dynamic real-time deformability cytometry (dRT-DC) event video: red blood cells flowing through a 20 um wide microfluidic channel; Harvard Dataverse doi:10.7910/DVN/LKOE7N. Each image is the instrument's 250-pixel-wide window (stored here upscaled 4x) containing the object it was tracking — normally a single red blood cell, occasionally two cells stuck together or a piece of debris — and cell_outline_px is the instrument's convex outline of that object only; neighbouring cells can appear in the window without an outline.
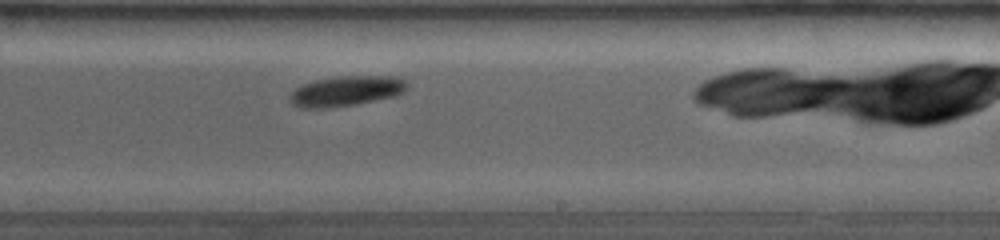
{"species": "common noctule bat (a hibernating species)", "species_latin": "Nyctalus noctula", "temperature_condition": "room temperature", "stored_images_in_passage": 16, "camera_frame_rate_fps": 4000, "um_per_image_px": 0.085, "animal": {"sex": "female", "body_mass_g": 19.0, "forearm_length_mm": 53.3}, "frame": {"image": 1, "passage_image": 12, "time_ms": 4.5, "image_size_px": [1000, 240], "cell_outline_px": [[408, 88], [404, 92], [396, 96], [356, 104], [328, 108], [300, 108], [292, 104], [288, 96], [296, 88], [304, 84], [316, 80], [340, 76], [396, 76], [404, 80], [408, 84]], "centroid_in_image_um": [29.45, 7.74], "position_along_channel_um": 259.6, "area_um2": 20.69}}
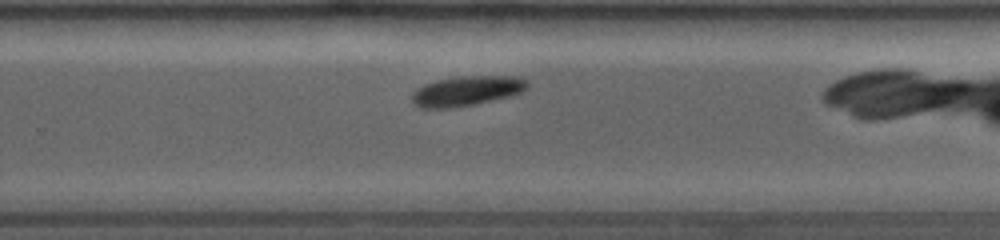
{"frame": {"image": 2, "passage_image": 14, "time_ms": 5.25, "image_size_px": [1000, 240], "cell_outline_px": [[528, 88], [520, 92], [508, 96], [472, 104], [452, 108], [420, 108], [412, 100], [412, 92], [416, 88], [424, 84], [436, 80], [460, 76], [516, 76], [528, 80]], "centroid_in_image_um": [39.65, 7.71], "position_along_channel_um": 290.2, "area_um2": 19.94}}
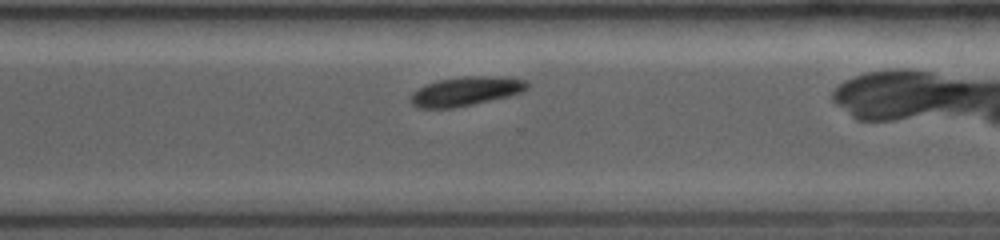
{"frame": {"image": 3, "passage_image": 16, "time_ms": 6.25, "image_size_px": [1000, 240], "cell_outline_px": [[528, 88], [520, 92], [508, 96], [472, 104], [452, 108], [416, 108], [408, 100], [412, 92], [424, 84], [440, 80], [464, 76], [496, 76], [528, 80]], "centroid_in_image_um": [39.54, 7.75], "position_along_channel_um": 331.1, "area_um2": 19.77}}